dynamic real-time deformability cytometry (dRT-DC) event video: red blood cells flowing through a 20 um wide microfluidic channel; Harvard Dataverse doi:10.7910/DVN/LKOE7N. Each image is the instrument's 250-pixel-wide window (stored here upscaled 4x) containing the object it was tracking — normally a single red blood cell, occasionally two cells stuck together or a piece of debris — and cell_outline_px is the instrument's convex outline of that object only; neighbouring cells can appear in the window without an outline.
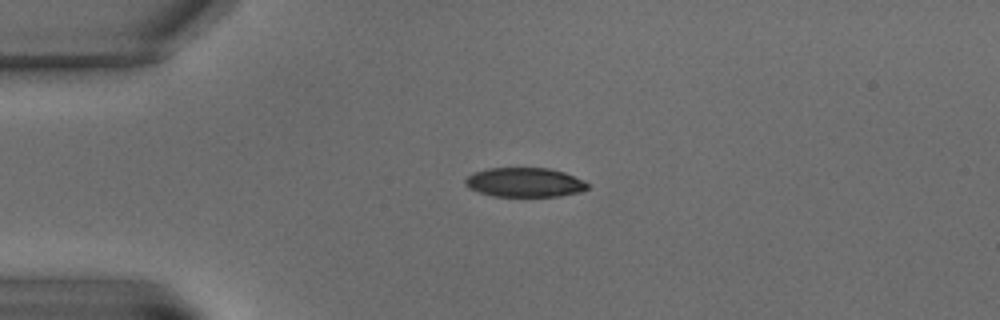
{"species": "common noctule bat (a hibernating species)", "species_latin": "Nyctalus noctula", "temperature_condition": "warm", "stored_images_in_passage": 7, "camera_frame_rate_fps": 3000, "um_per_image_px": 0.085, "animal": {"sex": "male", "body_mass_g": 15.6}, "frame": {"image": 1, "passage_image": 2, "time_ms": 1.0, "image_size_px": [1000, 320], "cell_outline_px": [[588, 188], [580, 192], [560, 196], [492, 196], [468, 188], [464, 184], [464, 180], [472, 172], [488, 168], [548, 168], [564, 172], [584, 180], [588, 184]], "centroid_in_image_um": [44.58, 15.5], "position_along_channel_um": 40.4, "area_um2": 20.98}}
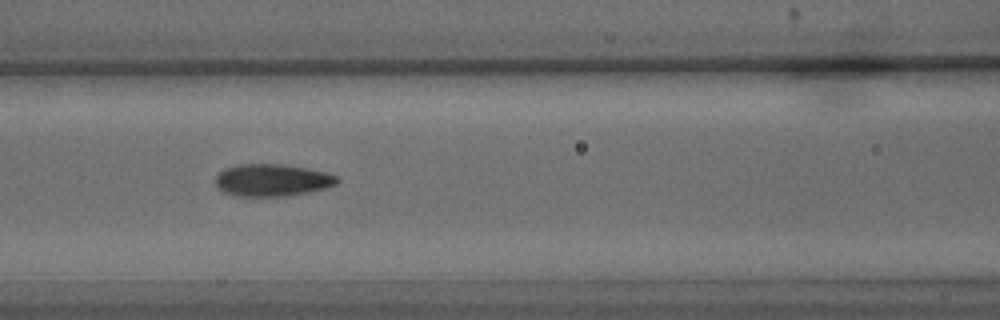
{"frame": {"image": 2, "passage_image": 6, "time_ms": 5.667, "image_size_px": [1000, 320], "cell_outline_px": [[340, 180], [336, 184], [324, 188], [308, 192], [284, 196], [236, 196], [220, 192], [216, 188], [216, 176], [224, 168], [236, 164], [280, 164], [308, 168], [328, 172], [336, 176]], "centroid_in_image_um": [23.09, 15.31], "position_along_channel_um": 143.5, "area_um2": 23.06}}
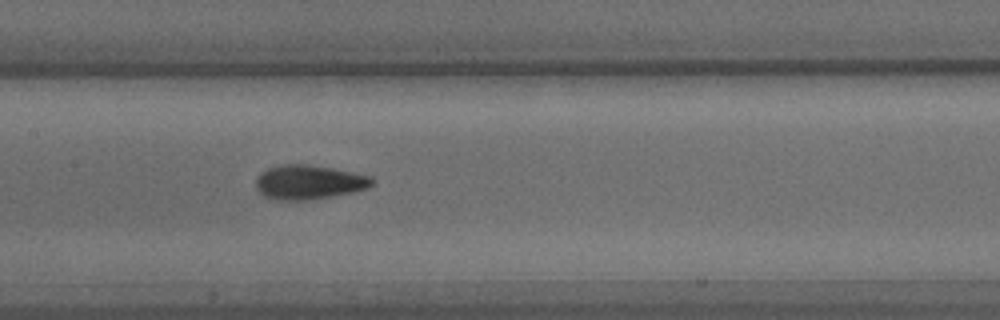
{"frame": {"image": 3, "passage_image": 7, "time_ms": 7.0, "image_size_px": [1000, 320], "cell_outline_px": [[376, 180], [368, 188], [352, 192], [332, 196], [308, 200], [280, 200], [264, 196], [256, 188], [256, 176], [260, 172], [268, 168], [284, 164], [308, 164], [332, 168], [372, 176]], "centroid_in_image_um": [26.26, 15.48], "position_along_channel_um": 181.1, "area_um2": 23.29}}